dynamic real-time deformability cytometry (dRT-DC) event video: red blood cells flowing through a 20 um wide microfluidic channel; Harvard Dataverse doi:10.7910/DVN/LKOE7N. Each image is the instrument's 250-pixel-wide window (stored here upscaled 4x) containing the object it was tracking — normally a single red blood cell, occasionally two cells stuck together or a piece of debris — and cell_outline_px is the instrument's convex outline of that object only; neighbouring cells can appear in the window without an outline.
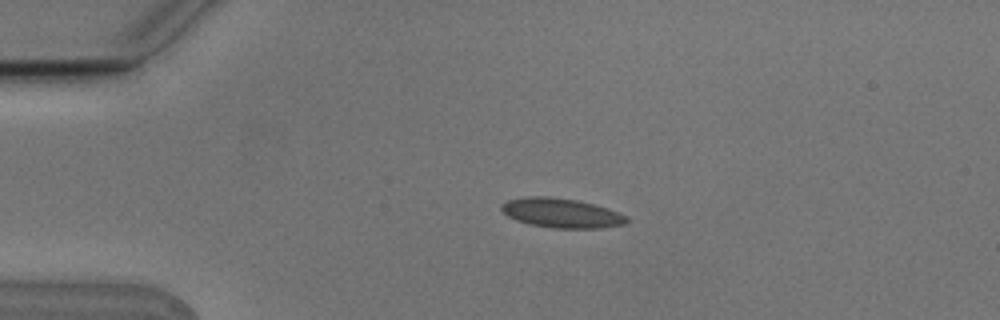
{"species": "Egyptian fruit bat (a non-hibernating species)", "species_latin": "Rousettus aegyptiacus", "temperature_condition": "cold", "stored_images_in_passage": 5, "camera_frame_rate_fps": 3000, "um_per_image_px": 0.085, "animal": {"sex": "male"}, "frame": {"image": 1, "passage_image": 4, "time_ms": 1.0, "image_size_px": [1000, 320], "cell_outline_px": [[628, 220], [624, 224], [604, 228], [552, 228], [528, 224], [516, 220], [508, 216], [500, 208], [500, 204], [508, 200], [528, 196], [548, 196], [576, 200], [608, 208], [628, 216]], "centroid_in_image_um": [47.71, 18.11], "position_along_channel_um": 37.3, "area_um2": 21.56}}